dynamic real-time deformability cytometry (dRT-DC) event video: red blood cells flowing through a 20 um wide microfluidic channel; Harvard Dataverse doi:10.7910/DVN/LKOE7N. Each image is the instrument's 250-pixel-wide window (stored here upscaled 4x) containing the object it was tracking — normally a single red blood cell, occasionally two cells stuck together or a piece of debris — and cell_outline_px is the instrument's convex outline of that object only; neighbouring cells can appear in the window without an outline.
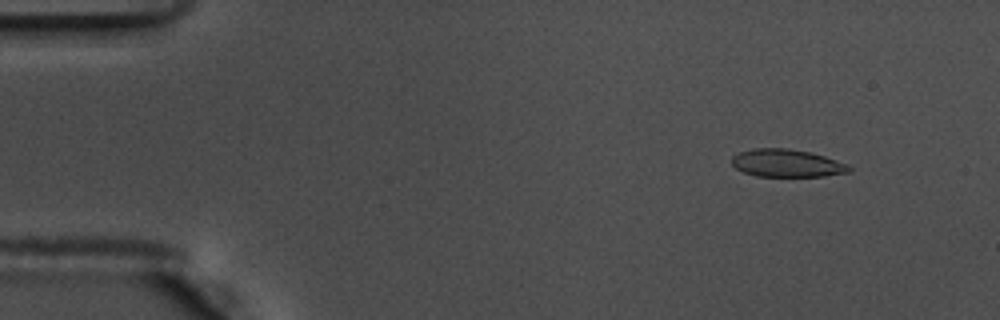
{"species": "common noctule bat (a hibernating species)", "species_latin": "Nyctalus noctula", "temperature_condition": "warm", "stored_images_in_passage": 9, "camera_frame_rate_fps": 3000, "um_per_image_px": 0.085, "animal": {"sex": "male", "body_mass_g": 17.5, "forearm_length_mm": 52.3}, "frame": {"image": 1, "passage_image": 6, "time_ms": 1.667, "image_size_px": [1000, 320], "cell_outline_px": [[852, 168], [848, 172], [824, 176], [756, 176], [744, 172], [736, 168], [732, 164], [732, 156], [740, 152], [756, 148], [788, 148], [808, 152], [824, 156], [848, 164]], "centroid_in_image_um": [66.88, 13.87], "position_along_channel_um": 18.1, "area_um2": 18.79}}